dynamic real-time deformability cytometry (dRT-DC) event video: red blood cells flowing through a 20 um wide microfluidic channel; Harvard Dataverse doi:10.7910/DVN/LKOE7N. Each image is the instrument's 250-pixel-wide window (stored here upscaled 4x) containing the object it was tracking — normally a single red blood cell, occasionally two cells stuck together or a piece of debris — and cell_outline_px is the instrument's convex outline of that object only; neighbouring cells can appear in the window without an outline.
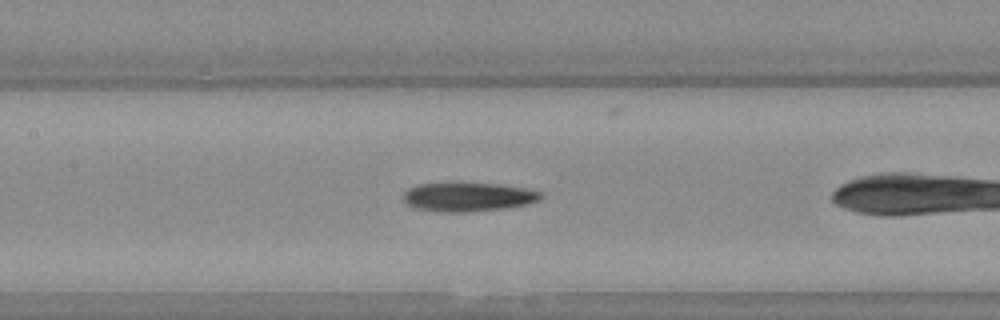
{"species": "Egyptian fruit bat (a non-hibernating species)", "species_latin": "Rousettus aegyptiacus", "temperature_condition": "warm", "stored_images_in_passage": 24, "camera_frame_rate_fps": 3000, "um_per_image_px": 0.085, "animal": {"sex": "female"}, "frame": {"image": 1, "passage_image": 8, "time_ms": 2.333, "image_size_px": [1000, 320], "cell_outline_px": [[544, 196], [540, 200], [528, 204], [504, 208], [472, 212], [436, 212], [412, 208], [404, 200], [404, 192], [408, 188], [420, 184], [500, 184], [524, 188], [544, 192]], "centroid_in_image_um": [39.82, 16.76], "position_along_channel_um": 167.6, "area_um2": 23.18}}